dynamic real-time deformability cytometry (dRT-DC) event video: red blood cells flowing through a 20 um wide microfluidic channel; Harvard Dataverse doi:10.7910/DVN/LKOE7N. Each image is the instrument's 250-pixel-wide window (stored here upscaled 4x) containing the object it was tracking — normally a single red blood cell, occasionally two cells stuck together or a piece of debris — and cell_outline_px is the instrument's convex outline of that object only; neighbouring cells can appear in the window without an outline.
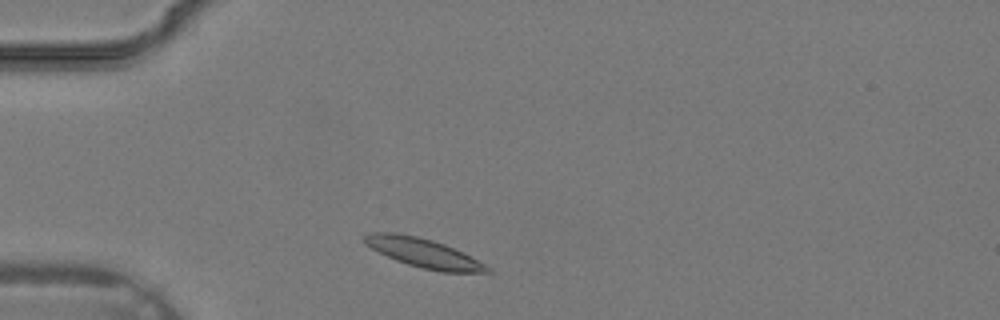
{"species": "common noctule bat (a hibernating species)", "species_latin": "Nyctalus noctula", "temperature_condition": "warm", "stored_images_in_passage": 28, "camera_frame_rate_fps": 3000, "um_per_image_px": 0.085, "animal": {"sex": "male", "body_mass_g": 19.2, "forearm_length_mm": 51.8}, "frame": {"image": 1, "passage_image": 2, "time_ms": 0.333, "image_size_px": [1000, 320], "cell_outline_px": [[492, 272], [444, 272], [420, 268], [396, 260], [364, 244], [360, 240], [360, 236], [368, 232], [396, 232], [416, 236], [432, 240], [444, 244], [464, 252], [492, 268]], "centroid_in_image_um": [35.96, 21.48], "position_along_channel_um": 49.0, "area_um2": 20.98}}
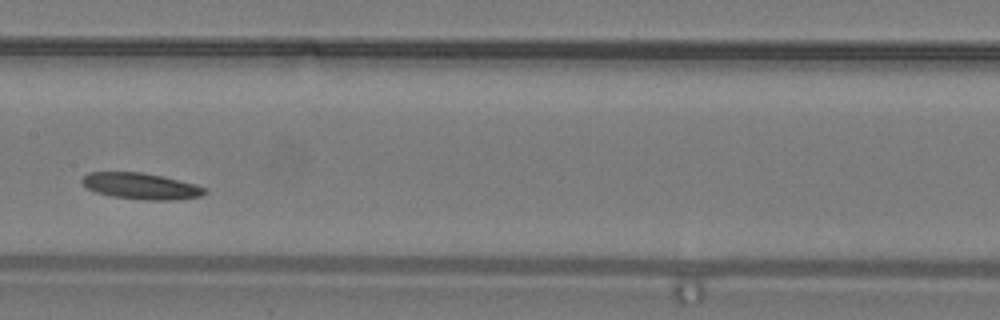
{"frame": {"image": 2, "passage_image": 11, "time_ms": 3.333, "image_size_px": [1000, 320], "cell_outline_px": [[208, 192], [200, 196], [176, 200], [144, 200], [112, 196], [96, 192], [84, 188], [80, 180], [88, 172], [140, 172], [180, 180], [196, 184], [204, 188]], "centroid_in_image_um": [11.95, 15.82], "position_along_channel_um": 195.5, "area_um2": 18.84}}
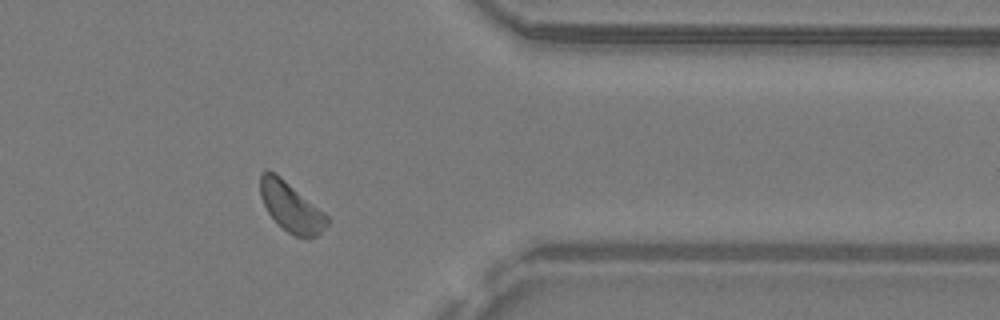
{"frame": {"image": 3, "passage_image": 22, "time_ms": 7.0, "image_size_px": [1000, 320], "cell_outline_px": [[328, 224], [316, 236], [308, 240], [296, 236], [288, 232], [276, 224], [268, 212], [260, 196], [260, 172], [268, 168], [276, 172], [324, 212], [328, 216]], "centroid_in_image_um": [24.71, 17.58], "position_along_channel_um": 386.7, "area_um2": 19.59}}